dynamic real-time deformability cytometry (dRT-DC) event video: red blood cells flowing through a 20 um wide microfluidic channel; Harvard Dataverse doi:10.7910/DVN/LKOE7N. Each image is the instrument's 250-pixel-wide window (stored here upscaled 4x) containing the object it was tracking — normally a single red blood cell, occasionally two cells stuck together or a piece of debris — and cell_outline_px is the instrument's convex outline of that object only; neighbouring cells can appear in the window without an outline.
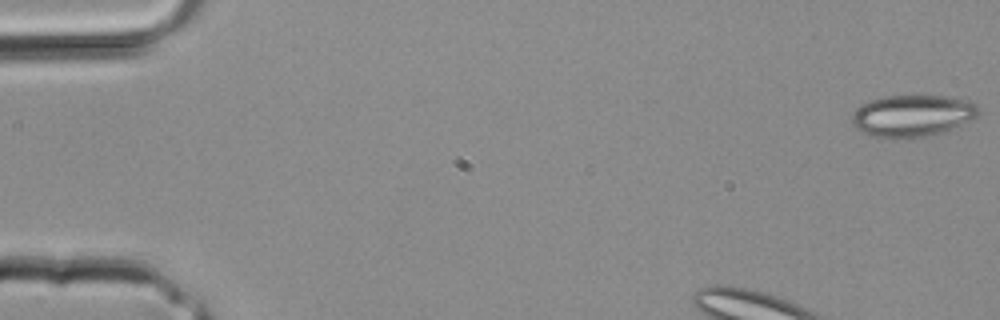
{"species": "common noctule bat (a hibernating species)", "species_latin": "Nyctalus noctula", "temperature_condition": "room temperature", "stored_images_in_passage": 3, "camera_frame_rate_fps": 3000, "um_per_image_px": 0.085, "animal": {"sex": "male", "body_mass_g": 20.4}, "frame": {"image": 1, "passage_image": 1, "time_ms": 0.0, "image_size_px": [1000, 320], "cell_outline_px": [[980, 112], [976, 116], [944, 132], [908, 140], [904, 140], [872, 136], [856, 128], [852, 124], [852, 112], [860, 104], [868, 100], [884, 96], [948, 96], [968, 100], [976, 104]], "centroid_in_image_um": [77.5, 9.84], "position_along_channel_um": 7.5, "area_um2": 31.15}}